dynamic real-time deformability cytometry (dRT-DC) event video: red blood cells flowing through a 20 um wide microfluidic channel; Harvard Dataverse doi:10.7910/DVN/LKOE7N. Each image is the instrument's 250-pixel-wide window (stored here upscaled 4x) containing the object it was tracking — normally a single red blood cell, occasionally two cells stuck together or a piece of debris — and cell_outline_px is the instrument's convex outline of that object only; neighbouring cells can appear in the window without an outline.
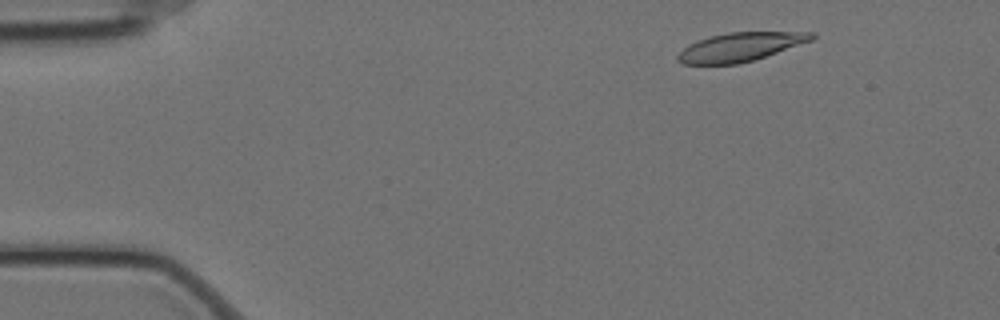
{"species": "Egyptian fruit bat (a non-hibernating species)", "species_latin": "Rousettus aegyptiacus", "temperature_condition": "cold", "stored_images_in_passage": 55, "camera_frame_rate_fps": 3000, "um_per_image_px": 0.085, "animal": {"sex": "female"}, "frame": {"image": 1, "passage_image": 5, "time_ms": 1.333, "image_size_px": [1000, 320], "cell_outline_px": [[816, 36], [812, 40], [752, 60], [736, 64], [684, 64], [676, 60], [676, 56], [688, 44], [712, 36], [728, 32], [816, 32]], "centroid_in_image_um": [62.9, 3.98], "position_along_channel_um": 22.1, "area_um2": 22.02}}
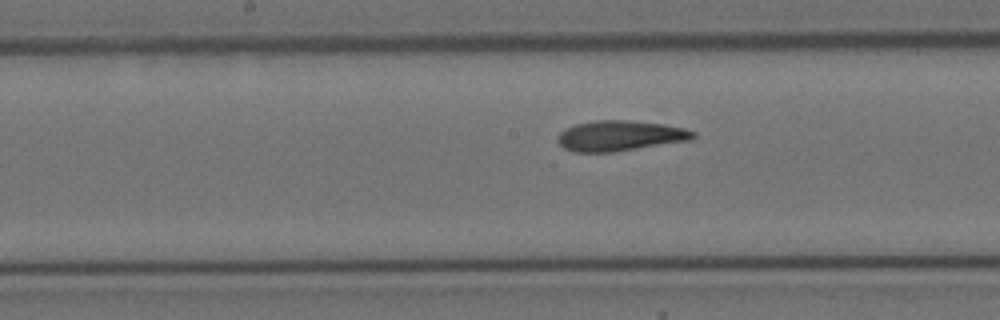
{"frame": {"image": 2, "passage_image": 27, "time_ms": 8.667, "image_size_px": [1000, 320], "cell_outline_px": [[696, 136], [692, 140], [612, 152], [576, 152], [564, 148], [556, 140], [556, 136], [564, 128], [576, 124], [592, 120], [632, 120], [660, 124], [684, 128], [696, 132]], "centroid_in_image_um": [52.67, 11.53], "position_along_channel_um": 195.5, "area_um2": 24.1}}
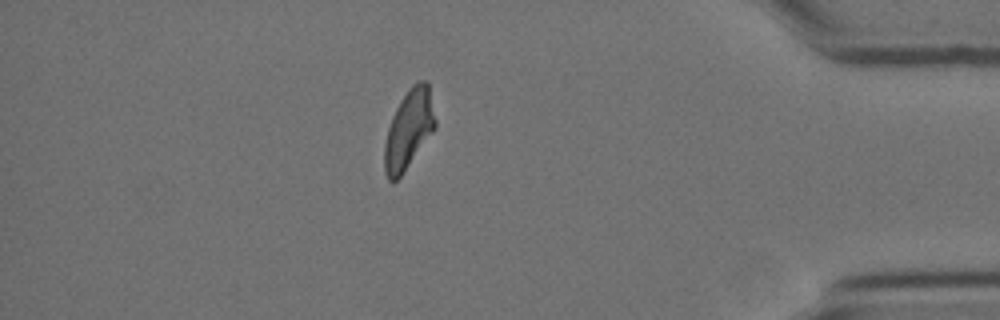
{"frame": {"image": 3, "passage_image": 48, "time_ms": 15.667, "image_size_px": [1000, 320], "cell_outline_px": [[436, 128], [400, 176], [396, 180], [388, 180], [384, 172], [384, 144], [388, 128], [392, 116], [400, 100], [408, 88], [412, 84], [420, 80], [428, 80], [436, 120]], "centroid_in_image_um": [34.75, 10.95], "position_along_channel_um": 400.5, "area_um2": 23.41}, "authors_computed_cell_mechanics": {"area_um2": 23.698, "velocity_mm_per_s": 3.4856, "shape_relaxation_time_tau1_ms": 6.119, "shape_relaxation_time_tau2_ms": 3.3548, "deformation_change_tau1": 0.1632, "deformation_change_tau2": 0.1022}}